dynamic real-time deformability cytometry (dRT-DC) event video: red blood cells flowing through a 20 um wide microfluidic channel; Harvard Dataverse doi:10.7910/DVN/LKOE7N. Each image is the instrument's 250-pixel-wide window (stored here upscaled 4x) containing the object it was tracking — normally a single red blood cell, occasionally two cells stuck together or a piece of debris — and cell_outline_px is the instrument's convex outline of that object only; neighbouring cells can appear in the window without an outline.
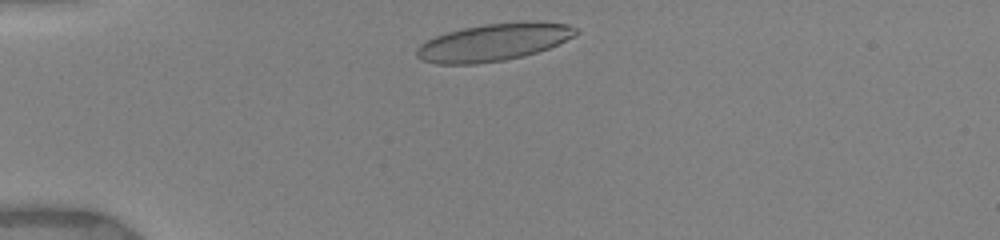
{"species": "human", "species_latin": "Homo sapiens", "temperature_condition": "warm", "stored_images_in_passage": 10, "camera_frame_rate_fps": 3000, "um_per_image_px": 0.085, "donor": {"sex": "female"}, "frame": {"image": 1, "passage_image": 2, "time_ms": 0.667, "image_size_px": [1000, 240], "cell_outline_px": [[580, 32], [548, 48], [536, 52], [504, 60], [476, 64], [436, 64], [420, 60], [416, 56], [416, 48], [420, 44], [436, 36], [448, 32], [464, 28], [484, 24], [524, 20], [540, 20], [568, 24], [576, 28]], "centroid_in_image_um": [41.95, 3.57], "position_along_channel_um": 43.0, "area_um2": 34.8}}